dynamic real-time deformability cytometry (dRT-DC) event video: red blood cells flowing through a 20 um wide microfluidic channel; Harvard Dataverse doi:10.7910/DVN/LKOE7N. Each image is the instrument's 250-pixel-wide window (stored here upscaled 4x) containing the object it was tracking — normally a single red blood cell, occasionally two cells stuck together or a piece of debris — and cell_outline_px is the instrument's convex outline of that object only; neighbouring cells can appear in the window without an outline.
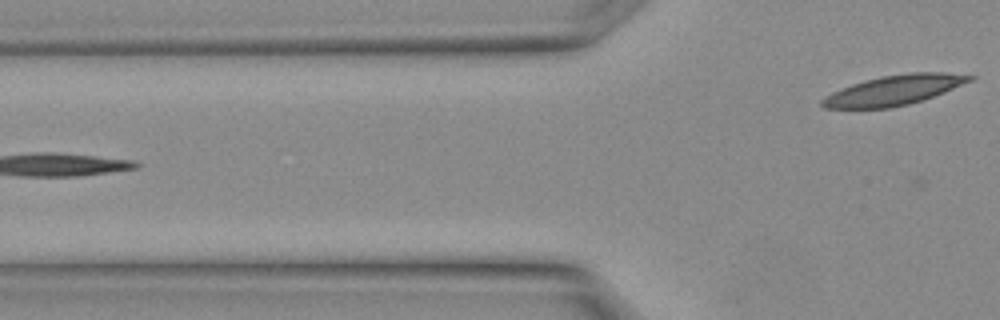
{"species": "Egyptian fruit bat (a non-hibernating species)", "species_latin": "Rousettus aegyptiacus", "temperature_condition": "warm", "stored_images_in_passage": 6, "segment_of_instrument_passage": [2, 2], "camera_frame_rate_fps": 3000, "um_per_image_px": 0.085, "animal": {"sex": "female"}, "frame": {"image": 1, "passage_image": 6, "time_ms": 1.667, "image_size_px": [1000, 320], "cell_outline_px": [[976, 76], [972, 80], [932, 96], [908, 104], [888, 108], [824, 108], [820, 104], [820, 100], [824, 96], [832, 92], [852, 84], [864, 80], [884, 76], [908, 72], [944, 72]], "centroid_in_image_um": [75.93, 7.66], "position_along_channel_um": 49.9, "area_um2": 25.32}}